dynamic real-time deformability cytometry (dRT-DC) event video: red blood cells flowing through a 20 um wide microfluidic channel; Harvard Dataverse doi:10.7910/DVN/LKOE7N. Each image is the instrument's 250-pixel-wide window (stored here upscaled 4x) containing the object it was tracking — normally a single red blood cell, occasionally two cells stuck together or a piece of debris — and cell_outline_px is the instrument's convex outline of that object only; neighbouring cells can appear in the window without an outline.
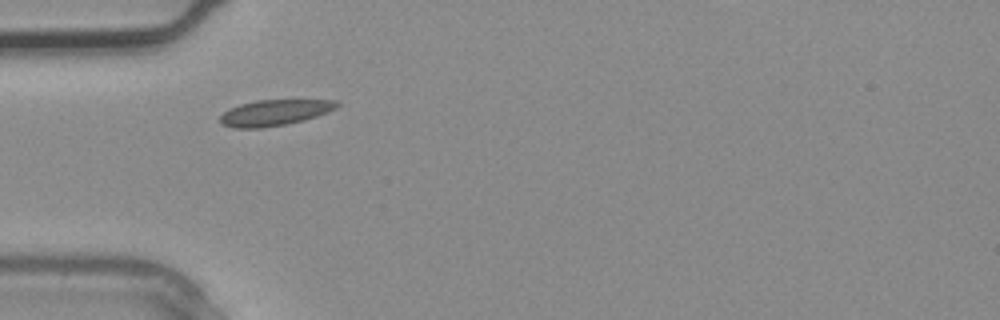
{"species": "common noctule bat (a hibernating species)", "species_latin": "Nyctalus noctula", "temperature_condition": "warm", "stored_images_in_passage": 4, "camera_frame_rate_fps": 3000, "um_per_image_px": 0.085, "animal": {"sex": "male", "body_mass_g": 20.4}, "frame": {"image": 1, "passage_image": 3, "time_ms": 0.667, "image_size_px": [1000, 320], "cell_outline_px": [[340, 104], [336, 108], [328, 112], [304, 120], [284, 124], [260, 128], [232, 128], [220, 124], [220, 116], [224, 112], [240, 104], [256, 100], [336, 100]], "centroid_in_image_um": [23.33, 9.57], "position_along_channel_um": 61.7, "area_um2": 17.51}}
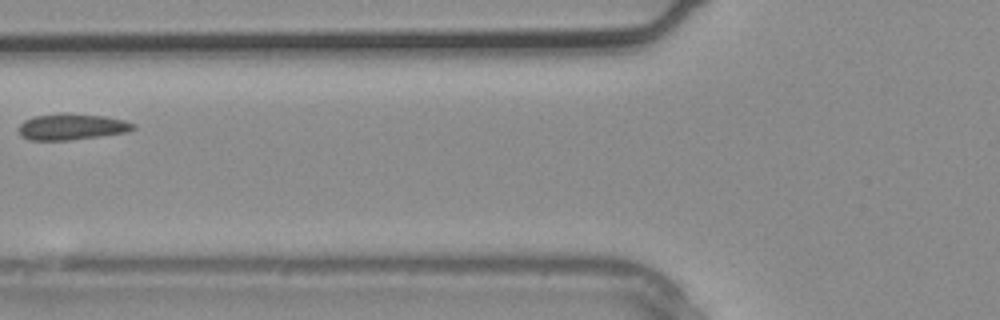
{"frame": {"image": 2, "passage_image": 4, "time_ms": 1.0, "image_size_px": [1000, 320], "cell_outline_px": [[136, 128], [128, 132], [100, 136], [68, 140], [28, 140], [20, 136], [16, 128], [24, 120], [32, 116], [104, 116], [124, 120], [136, 124]], "centroid_in_image_um": [6.08, 10.83], "position_along_channel_um": 119.7, "area_um2": 16.82}}